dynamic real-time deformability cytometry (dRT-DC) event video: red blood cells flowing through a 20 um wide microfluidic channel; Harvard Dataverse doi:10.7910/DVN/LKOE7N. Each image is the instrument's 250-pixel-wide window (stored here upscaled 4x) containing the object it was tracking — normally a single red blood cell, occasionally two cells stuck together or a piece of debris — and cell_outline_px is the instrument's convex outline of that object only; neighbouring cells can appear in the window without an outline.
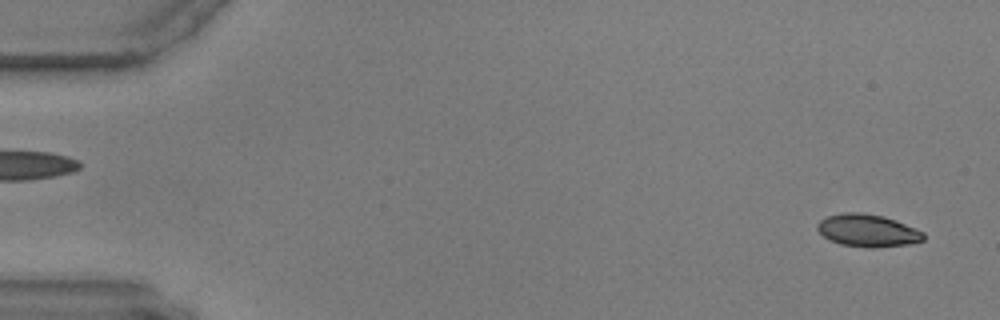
{"species": "common noctule bat (a hibernating species)", "species_latin": "Nyctalus noctula", "temperature_condition": "warm", "stored_images_in_passage": 57, "camera_frame_rate_fps": 3000, "um_per_image_px": 0.085, "animal": {"sex": "male", "body_mass_g": 17.9, "forearm_length_mm": 54.2}, "frame": {"image": 1, "passage_image": 2, "time_ms": 0.333, "image_size_px": [1000, 320], "cell_outline_px": [[924, 240], [908, 244], [872, 248], [868, 248], [840, 244], [824, 236], [816, 228], [816, 224], [820, 220], [828, 216], [844, 212], [860, 212], [884, 216], [896, 220], [916, 228], [924, 232]], "centroid_in_image_um": [73.76, 19.59], "position_along_channel_um": 11.2, "area_um2": 20.11}}
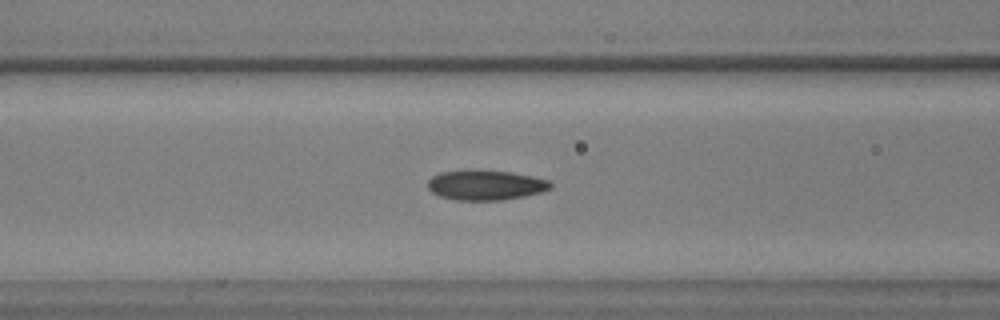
{"frame": {"image": 2, "passage_image": 23, "time_ms": 7.333, "image_size_px": [1000, 320], "cell_outline_px": [[552, 188], [540, 192], [524, 196], [504, 200], [456, 200], [440, 196], [432, 192], [428, 188], [428, 180], [432, 176], [440, 172], [464, 168], [476, 168], [512, 172], [532, 176], [548, 180], [552, 184]], "centroid_in_image_um": [41.24, 15.69], "position_along_channel_um": 125.4, "area_um2": 22.02}}
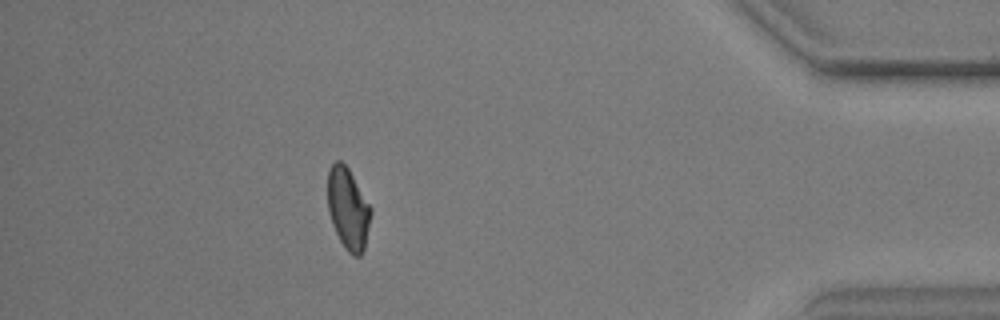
{"frame": {"image": 3, "passage_image": 51, "time_ms": 16.667, "image_size_px": [1000, 320], "cell_outline_px": [[372, 212], [364, 248], [360, 256], [352, 256], [344, 248], [332, 224], [328, 212], [328, 168], [336, 160], [340, 160], [348, 168], [372, 208]], "centroid_in_image_um": [29.58, 17.74], "position_along_channel_um": 405.6, "area_um2": 20.52}}